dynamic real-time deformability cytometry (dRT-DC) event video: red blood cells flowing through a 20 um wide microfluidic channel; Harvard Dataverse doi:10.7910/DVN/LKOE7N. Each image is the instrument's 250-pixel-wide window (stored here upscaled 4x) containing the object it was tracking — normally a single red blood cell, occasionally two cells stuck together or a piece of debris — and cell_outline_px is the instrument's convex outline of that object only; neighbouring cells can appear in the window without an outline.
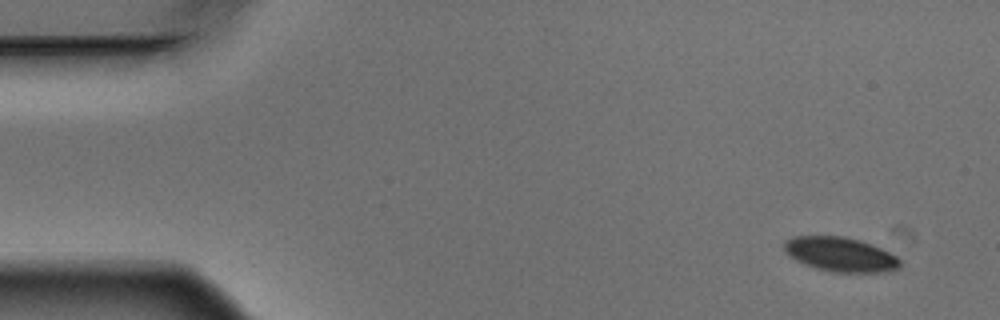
{"species": "Egyptian fruit bat (a non-hibernating species)", "species_latin": "Rousettus aegyptiacus", "temperature_condition": "warm", "stored_images_in_passage": 6, "camera_frame_rate_fps": 3000, "um_per_image_px": 0.085, "animal": {"sex": "male"}, "frame": {"image": 1, "passage_image": 1, "time_ms": 0.0, "image_size_px": [1000, 320], "cell_outline_px": [[904, 264], [900, 268], [884, 272], [832, 272], [816, 268], [804, 264], [788, 256], [784, 252], [784, 240], [792, 236], [844, 236], [860, 240], [872, 244], [904, 260]], "centroid_in_image_um": [71.45, 21.62], "position_along_channel_um": 13.6, "area_um2": 23.58}}
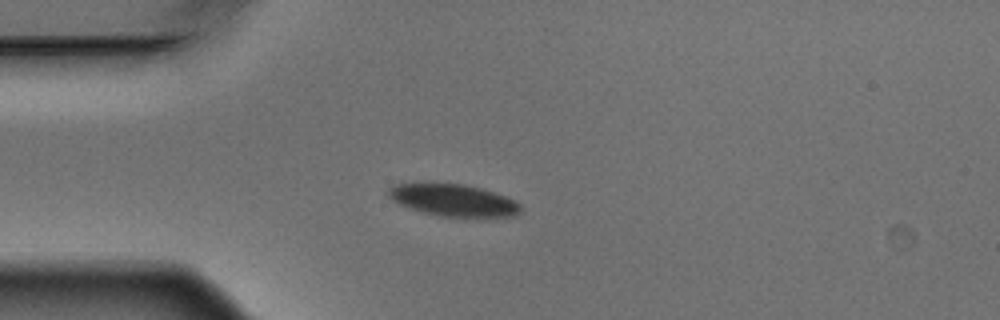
{"frame": {"image": 2, "passage_image": 4, "time_ms": 1.0, "image_size_px": [1000, 320], "cell_outline_px": [[520, 212], [516, 216], [464, 220], [440, 216], [420, 212], [396, 204], [388, 196], [388, 188], [396, 184], [464, 184], [480, 188], [516, 200], [520, 204]], "centroid_in_image_um": [38.57, 17.09], "position_along_channel_um": 46.4, "area_um2": 25.49}}
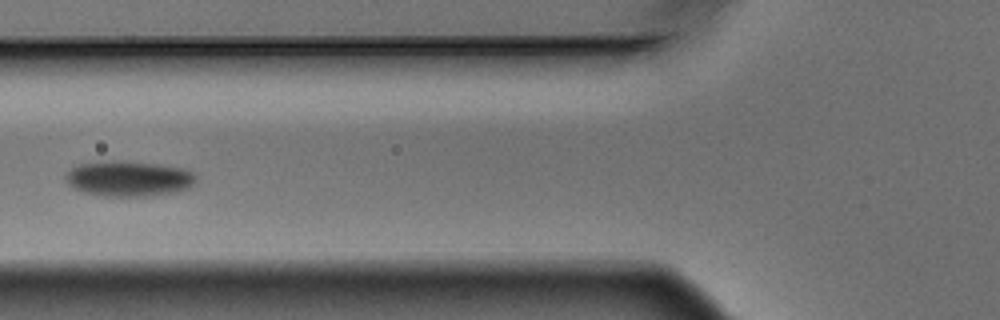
{"frame": {"image": 3, "passage_image": 6, "time_ms": 1.667, "image_size_px": [1000, 320], "cell_outline_px": [[196, 184], [188, 188], [176, 192], [152, 196], [104, 196], [84, 192], [72, 188], [64, 180], [64, 176], [72, 168], [80, 164], [112, 160], [160, 164], [184, 168], [196, 172]], "centroid_in_image_um": [10.98, 15.18], "position_along_channel_um": 114.8, "area_um2": 27.28}}